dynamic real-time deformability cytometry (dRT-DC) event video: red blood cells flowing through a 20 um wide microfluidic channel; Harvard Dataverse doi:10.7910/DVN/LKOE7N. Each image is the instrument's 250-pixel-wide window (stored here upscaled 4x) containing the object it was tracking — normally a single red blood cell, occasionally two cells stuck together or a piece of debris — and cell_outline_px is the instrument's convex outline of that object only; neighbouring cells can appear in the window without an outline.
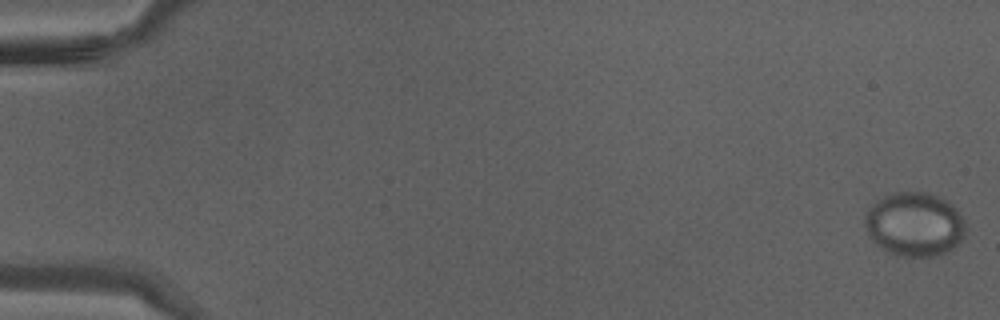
{"species": "Egyptian fruit bat (a non-hibernating species)", "species_latin": "Rousettus aegyptiacus", "temperature_condition": "warm", "stored_images_in_passage": 38, "camera_frame_rate_fps": 3000, "um_per_image_px": 0.085, "animal": {"sex": "male"}, "frame": {"image": 1, "passage_image": 1, "time_ms": 0.0, "image_size_px": [1000, 320], "cell_outline_px": [[964, 236], [952, 248], [944, 252], [932, 256], [904, 256], [888, 252], [880, 248], [872, 240], [864, 224], [864, 216], [868, 208], [876, 200], [884, 196], [896, 192], [924, 192], [936, 196], [944, 200], [956, 208], [964, 220]], "centroid_in_image_um": [77.69, 19.06], "position_along_channel_um": 7.3, "area_um2": 37.22}}
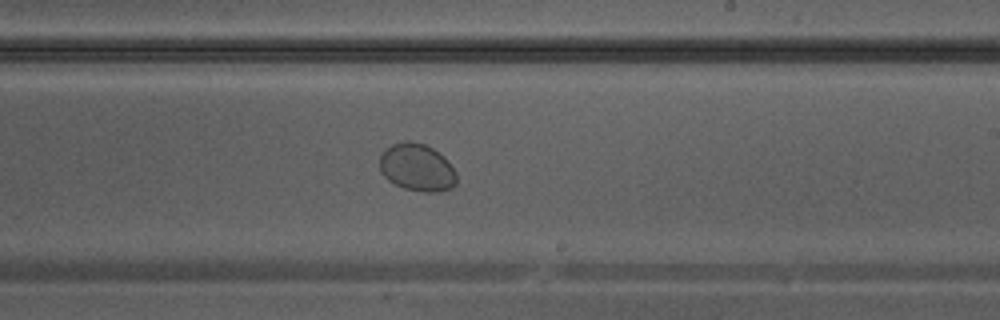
{"frame": {"image": 2, "passage_image": 26, "time_ms": 8.333, "image_size_px": [1000, 320], "cell_outline_px": [[456, 184], [452, 188], [440, 192], [424, 192], [404, 188], [388, 180], [380, 172], [380, 152], [392, 144], [404, 140], [408, 140], [424, 144], [432, 148], [444, 156], [456, 172]], "centroid_in_image_um": [35.44, 14.23], "position_along_channel_um": 253.6, "area_um2": 21.5}}
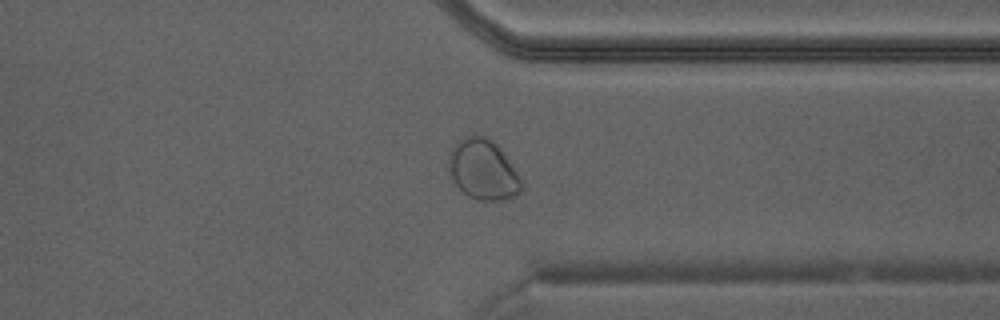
{"frame": {"image": 3, "passage_image": 33, "time_ms": 10.667, "image_size_px": [1000, 320], "cell_outline_px": [[524, 188], [516, 196], [500, 200], [476, 200], [468, 196], [452, 180], [448, 172], [448, 152], [464, 136], [484, 136], [492, 140], [496, 144], [516, 172]], "centroid_in_image_um": [41.02, 14.44], "position_along_channel_um": 370.4, "area_um2": 25.32}}